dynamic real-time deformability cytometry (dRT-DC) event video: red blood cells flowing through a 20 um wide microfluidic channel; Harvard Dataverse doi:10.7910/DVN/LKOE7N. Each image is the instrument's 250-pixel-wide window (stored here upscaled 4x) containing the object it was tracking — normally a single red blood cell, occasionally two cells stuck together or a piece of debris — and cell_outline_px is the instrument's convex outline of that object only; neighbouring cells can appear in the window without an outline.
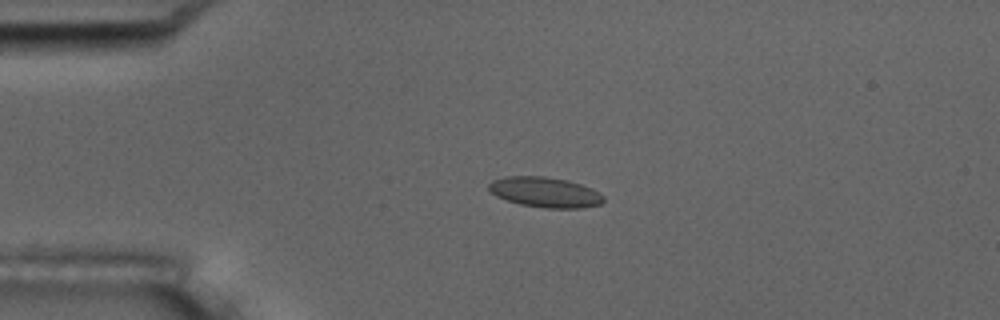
{"species": "common noctule bat (a hibernating species)", "species_latin": "Nyctalus noctula", "temperature_condition": "room temperature", "stored_images_in_passage": 47, "camera_frame_rate_fps": 3000, "um_per_image_px": 0.085, "animal": {"sex": "male", "body_mass_g": 17.5, "forearm_length_mm": 52.3}, "frame": {"image": 1, "passage_image": 5, "time_ms": 1.333, "image_size_px": [1000, 320], "cell_outline_px": [[604, 200], [600, 204], [584, 208], [544, 208], [520, 204], [496, 196], [488, 188], [488, 184], [492, 180], [504, 176], [544, 176], [568, 180], [592, 188], [604, 196]], "centroid_in_image_um": [46.33, 16.33], "position_along_channel_um": 38.7, "area_um2": 20.29}}
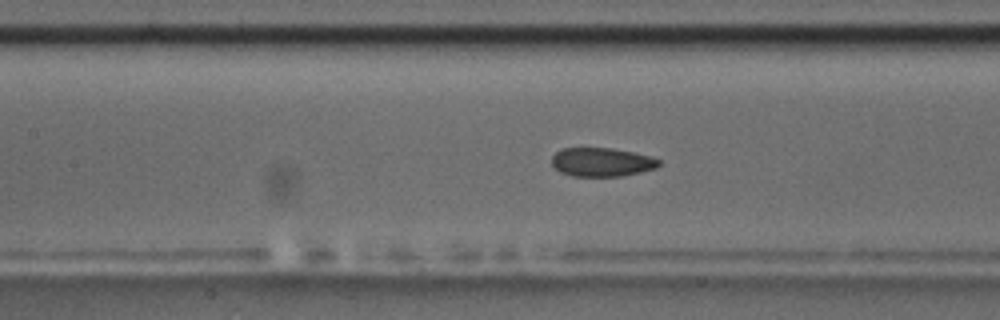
{"frame": {"image": 2, "passage_image": 17, "time_ms": 5.333, "image_size_px": [1000, 320], "cell_outline_px": [[660, 164], [656, 168], [640, 172], [620, 176], [572, 176], [560, 172], [552, 164], [552, 156], [560, 148], [612, 148], [652, 156], [660, 160]], "centroid_in_image_um": [51.15, 13.77], "position_along_channel_um": 156.3, "area_um2": 17.98}}
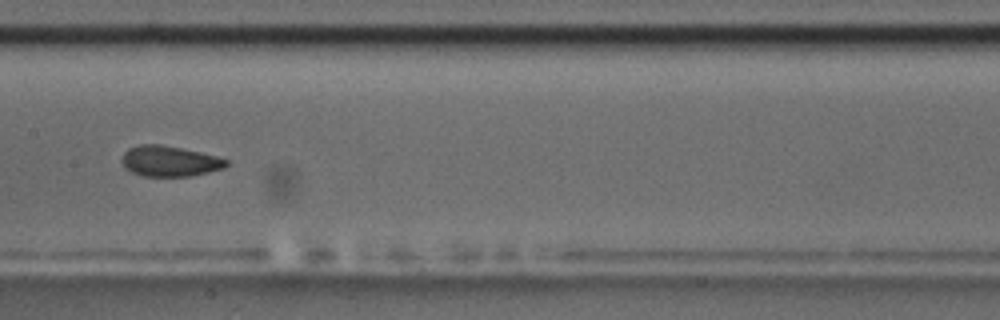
{"frame": {"image": 3, "passage_image": 20, "time_ms": 6.333, "image_size_px": [1000, 320], "cell_outline_px": [[228, 164], [224, 168], [192, 176], [144, 176], [132, 172], [120, 160], [124, 152], [128, 148], [140, 144], [160, 144], [200, 152], [216, 156], [228, 160]], "centroid_in_image_um": [14.41, 13.69], "position_along_channel_um": 193.0, "area_um2": 18.5}, "authors_computed_cell_mechanics": {"area_um2": 18.9584, "velocity_mm_per_s": 3.7012, "shape_relaxation_time_tau1_ms": null, "shape_relaxation_time_tau2_ms": 1.3453, "deformation_change_tau1": null, "deformation_change_tau2": 0.0537}}